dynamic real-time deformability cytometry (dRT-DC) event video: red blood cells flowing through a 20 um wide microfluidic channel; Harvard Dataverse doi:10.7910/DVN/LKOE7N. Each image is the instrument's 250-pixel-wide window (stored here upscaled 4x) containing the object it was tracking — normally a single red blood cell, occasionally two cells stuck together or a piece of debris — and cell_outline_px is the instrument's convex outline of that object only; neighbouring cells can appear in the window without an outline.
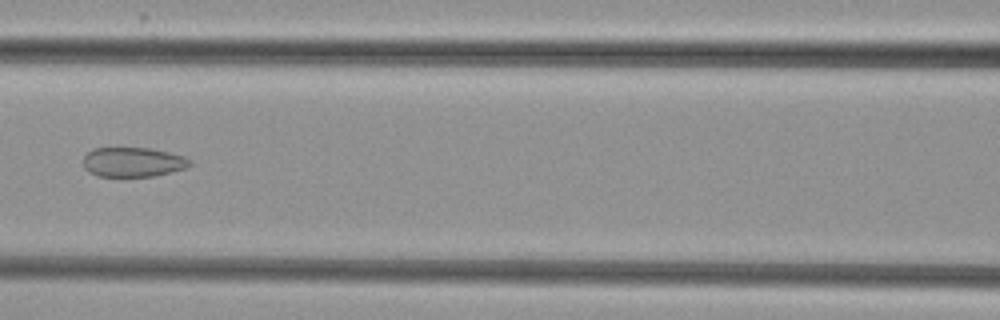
{"species": "common noctule bat (a hibernating species)", "species_latin": "Nyctalus noctula", "temperature_condition": "cold", "stored_images_in_passage": 7, "camera_frame_rate_fps": 3000, "um_per_image_px": 0.085, "animal": {"sex": "female", "body_mass_g": 29.2, "forearm_length_mm": 56.3}, "frame": {"image": 1, "passage_image": 7, "time_ms": 7.0, "image_size_px": [1000, 320], "cell_outline_px": [[192, 164], [184, 168], [152, 176], [96, 176], [88, 172], [84, 168], [84, 156], [92, 148], [152, 148], [184, 156], [192, 160]], "centroid_in_image_um": [11.28, 13.77], "position_along_channel_um": 155.3, "area_um2": 18.32}}